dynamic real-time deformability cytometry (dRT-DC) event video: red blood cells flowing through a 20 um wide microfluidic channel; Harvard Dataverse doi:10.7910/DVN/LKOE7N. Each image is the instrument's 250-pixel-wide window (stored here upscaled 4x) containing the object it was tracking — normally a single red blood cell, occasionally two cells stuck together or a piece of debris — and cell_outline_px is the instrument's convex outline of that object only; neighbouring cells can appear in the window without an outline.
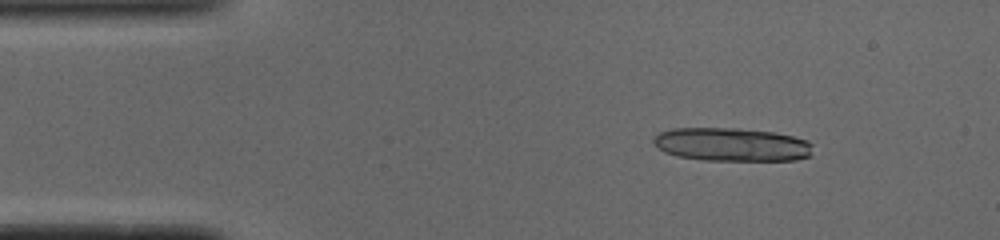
{"species": "common noctule bat (a hibernating species)", "species_latin": "Nyctalus noctula", "temperature_condition": "cold", "stored_images_in_passage": 21, "segment_of_instrument_passage": [1, 2], "camera_frame_rate_fps": 3000, "um_per_image_px": 0.085, "animal": {"sex": "male", "body_mass_g": 19.0, "forearm_length_mm": 50.8}, "frame": {"image": 1, "passage_image": 1, "time_ms": 0.0, "image_size_px": [1000, 240], "cell_outline_px": [[812, 156], [796, 160], [704, 160], [676, 156], [664, 152], [652, 144], [652, 140], [660, 132], [672, 128], [740, 128], [776, 132], [808, 140], [812, 144]], "centroid_in_image_um": [62.21, 12.28], "position_along_channel_um": 22.8, "area_um2": 31.39}}